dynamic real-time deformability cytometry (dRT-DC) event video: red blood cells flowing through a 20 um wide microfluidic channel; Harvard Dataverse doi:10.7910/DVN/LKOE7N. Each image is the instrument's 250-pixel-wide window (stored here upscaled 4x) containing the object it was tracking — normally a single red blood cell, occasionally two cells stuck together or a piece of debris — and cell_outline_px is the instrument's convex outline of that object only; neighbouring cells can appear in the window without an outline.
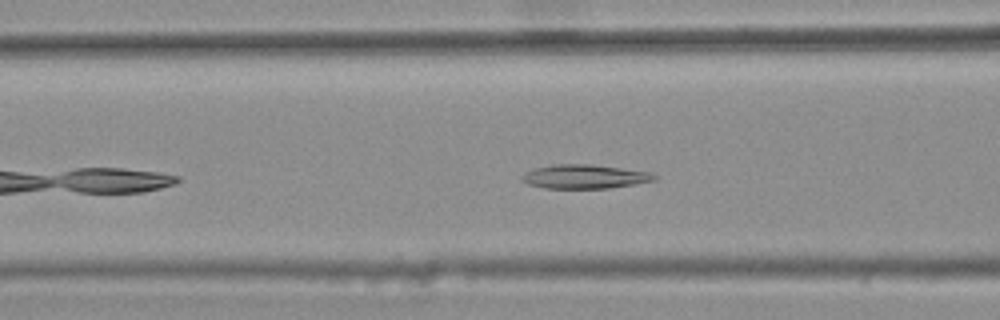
{"species": "common noctule bat (a hibernating species)", "species_latin": "Nyctalus noctula", "temperature_condition": "warm", "stored_images_in_passage": 23, "camera_frame_rate_fps": 3000, "um_per_image_px": 0.085, "animal": {"sex": "female", "body_mass_g": 25.1}, "frame": {"image": 1, "passage_image": 9, "time_ms": 2.667, "image_size_px": [1000, 320], "cell_outline_px": [[656, 180], [608, 188], [544, 188], [528, 184], [520, 180], [520, 176], [524, 172], [536, 168], [552, 164], [592, 164], [652, 172], [656, 176]], "centroid_in_image_um": [49.65, 15.0], "position_along_channel_um": 117.0, "area_um2": 18.55}}
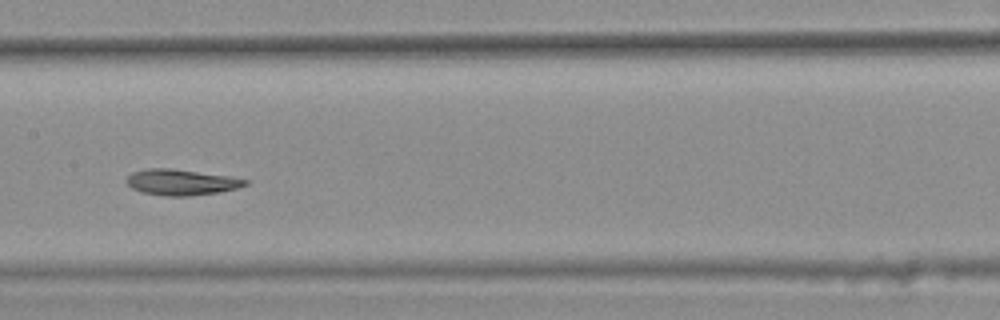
{"frame": {"image": 2, "passage_image": 15, "time_ms": 4.667, "image_size_px": [1000, 320], "cell_outline_px": [[248, 184], [236, 188], [220, 192], [192, 196], [164, 196], [140, 192], [132, 188], [124, 180], [132, 172], [148, 168], [172, 168], [228, 176], [248, 180]], "centroid_in_image_um": [15.37, 15.49], "position_along_channel_um": 192.0, "area_um2": 17.98}}
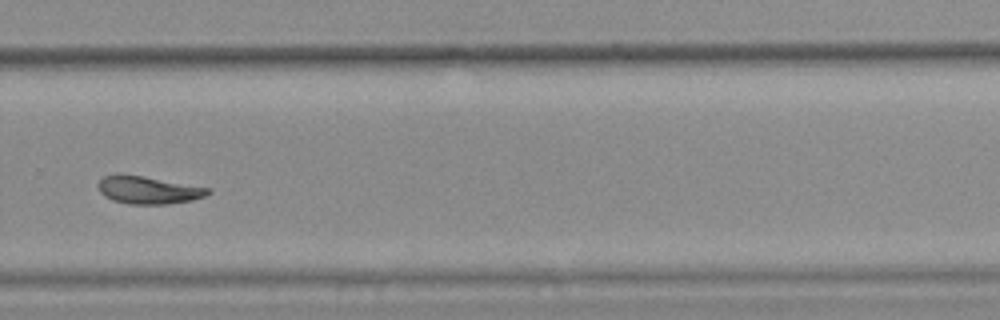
{"frame": {"image": 3, "passage_image": 21, "time_ms": 6.667, "image_size_px": [1000, 320], "cell_outline_px": [[212, 192], [204, 196], [192, 200], [168, 204], [128, 204], [112, 200], [104, 196], [100, 192], [96, 184], [104, 176], [116, 172], [144, 176], [212, 188]], "centroid_in_image_um": [12.57, 16.13], "position_along_channel_um": 317.2, "area_um2": 18.09}}